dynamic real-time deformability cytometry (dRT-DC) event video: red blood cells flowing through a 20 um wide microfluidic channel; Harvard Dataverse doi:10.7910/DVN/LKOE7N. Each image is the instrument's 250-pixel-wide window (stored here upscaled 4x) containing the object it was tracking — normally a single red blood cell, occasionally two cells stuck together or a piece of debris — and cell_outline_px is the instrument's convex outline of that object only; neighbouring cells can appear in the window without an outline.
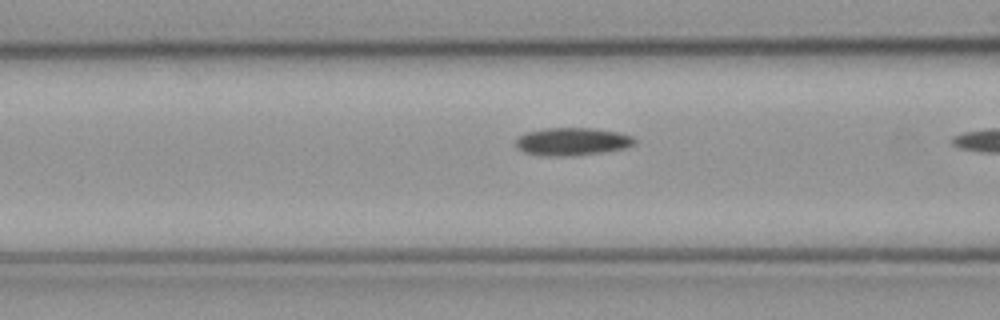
{"species": "common noctule bat (a hibernating species)", "species_latin": "Nyctalus noctula", "temperature_condition": "cold", "stored_images_in_passage": 11, "camera_frame_rate_fps": 3000, "um_per_image_px": 0.085, "animal": {"sex": "male", "body_mass_g": 23.1, "forearm_length_mm": 52.7}, "frame": {"image": 1, "passage_image": 10, "time_ms": 3.0, "image_size_px": [1000, 320], "cell_outline_px": [[636, 140], [632, 144], [624, 148], [600, 152], [572, 156], [552, 156], [524, 152], [516, 144], [516, 140], [524, 132], [544, 128], [592, 128], [616, 132], [632, 136]], "centroid_in_image_um": [48.61, 12.02], "position_along_channel_um": 118.0, "area_um2": 18.9}}